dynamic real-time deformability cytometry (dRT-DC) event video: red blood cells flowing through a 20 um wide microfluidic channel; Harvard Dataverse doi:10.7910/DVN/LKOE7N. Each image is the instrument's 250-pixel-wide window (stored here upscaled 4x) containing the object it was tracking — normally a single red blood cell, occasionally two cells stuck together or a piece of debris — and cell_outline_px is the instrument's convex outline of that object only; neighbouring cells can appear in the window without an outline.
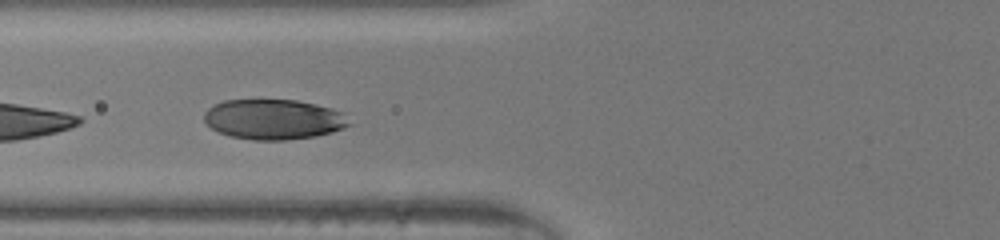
{"species": "human", "species_latin": "Homo sapiens", "temperature_condition": "room temperature", "stored_images_in_passage": 20, "segment_of_instrument_passage": [2, 2], "camera_frame_rate_fps": 3000, "um_per_image_px": 0.085, "donor": {"sex": "male"}, "frame": {"image": 1, "passage_image": 14, "time_ms": 4.333, "image_size_px": [1000, 240], "cell_outline_px": [[352, 124], [344, 128], [332, 132], [316, 136], [284, 140], [252, 140], [232, 136], [220, 132], [212, 128], [204, 120], [204, 112], [208, 108], [224, 100], [296, 100], [316, 104], [332, 108], [340, 112]], "centroid_in_image_um": [23.26, 10.14], "position_along_channel_um": 102.5, "area_um2": 33.76}}